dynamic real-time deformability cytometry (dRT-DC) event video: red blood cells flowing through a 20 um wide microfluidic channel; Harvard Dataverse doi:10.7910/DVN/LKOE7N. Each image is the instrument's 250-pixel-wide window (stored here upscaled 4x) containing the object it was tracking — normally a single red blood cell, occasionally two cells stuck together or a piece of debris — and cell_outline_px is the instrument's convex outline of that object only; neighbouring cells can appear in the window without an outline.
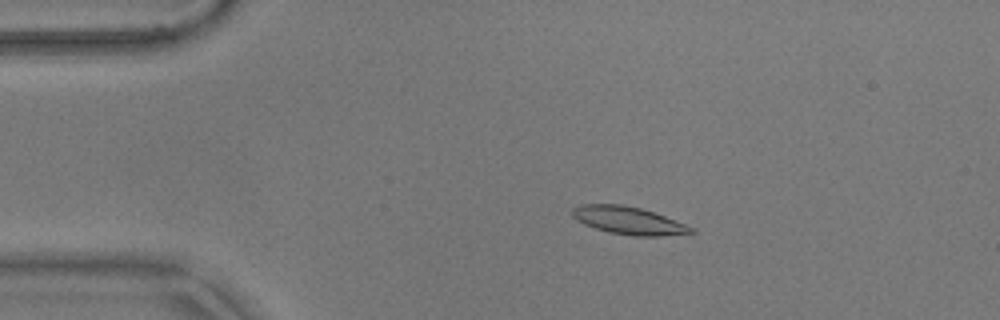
{"species": "common noctule bat (a hibernating species)", "species_latin": "Nyctalus noctula", "temperature_condition": "warm", "stored_images_in_passage": 55, "camera_frame_rate_fps": 3000, "um_per_image_px": 0.085, "animal": {"sex": "male", "body_mass_g": 17.9}, "frame": {"image": 1, "passage_image": 11, "time_ms": 3.333, "image_size_px": [1000, 320], "cell_outline_px": [[696, 232], [660, 236], [636, 236], [608, 232], [584, 224], [576, 220], [572, 216], [572, 208], [580, 204], [624, 204], [640, 208], [664, 216], [696, 228]], "centroid_in_image_um": [53.41, 18.74], "position_along_channel_um": 31.6, "area_um2": 19.13}}
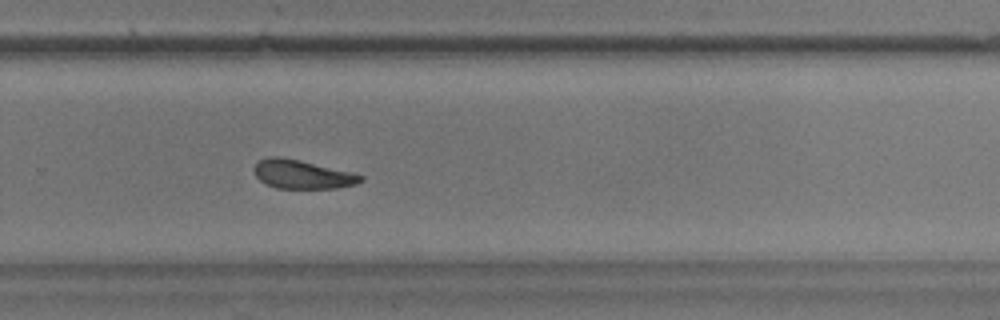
{"frame": {"image": 2, "passage_image": 37, "time_ms": 12.0, "image_size_px": [1000, 320], "cell_outline_px": [[364, 180], [356, 184], [336, 188], [276, 188], [264, 184], [256, 176], [252, 168], [260, 160], [268, 156], [280, 156], [300, 160], [352, 172], [364, 176]], "centroid_in_image_um": [25.67, 14.81], "position_along_channel_um": 304.1, "area_um2": 17.98}}
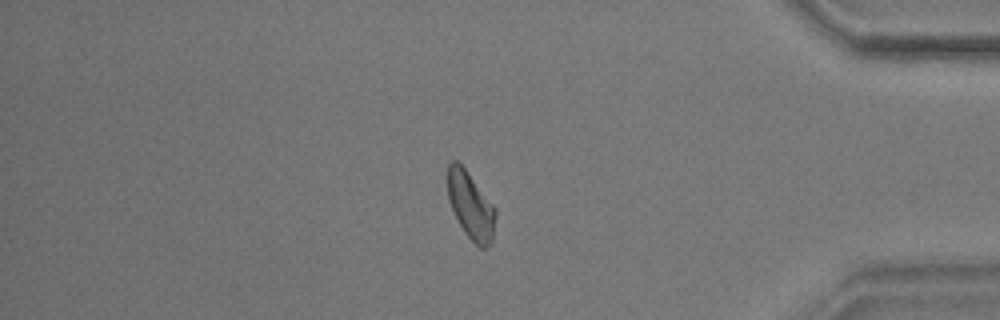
{"frame": {"image": 3, "passage_image": 47, "time_ms": 15.333, "image_size_px": [1000, 320], "cell_outline_px": [[496, 216], [492, 244], [484, 248], [480, 248], [464, 232], [452, 208], [448, 196], [448, 164], [452, 160], [456, 160], [464, 168], [496, 208]], "centroid_in_image_um": [40.03, 17.5], "position_along_channel_um": 395.2, "area_um2": 18.44}, "authors_computed_cell_mechanics": {"area_um2": 18.7272, "velocity_mm_per_s": 3.6676, "shape_relaxation_time_tau1_ms": 4.9268, "shape_relaxation_time_tau2_ms": 3.4155, "deformation_change_tau1": 0.1501, "deformation_change_tau2": 0.1083}}